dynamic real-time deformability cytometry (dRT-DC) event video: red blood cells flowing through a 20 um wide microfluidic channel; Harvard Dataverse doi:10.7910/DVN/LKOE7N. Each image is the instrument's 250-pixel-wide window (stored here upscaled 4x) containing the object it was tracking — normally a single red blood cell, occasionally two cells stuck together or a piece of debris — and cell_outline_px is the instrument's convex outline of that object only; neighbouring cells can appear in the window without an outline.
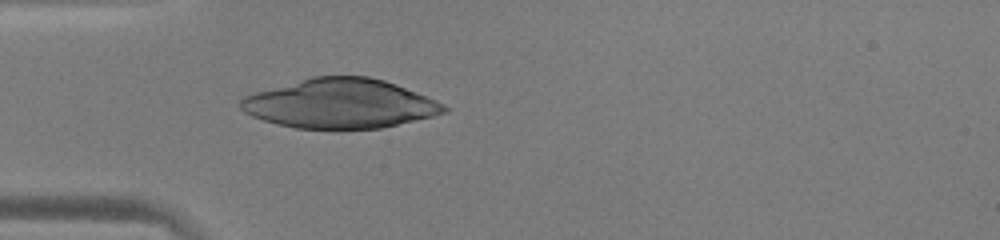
{"species": "human", "species_latin": "Homo sapiens", "temperature_condition": "warm", "stored_images_in_passage": 30, "camera_frame_rate_fps": 3000, "um_per_image_px": 0.085, "donor": {"sex": "male"}, "frame": {"image": 1, "passage_image": 1, "time_ms": 0.0, "image_size_px": [1000, 240], "cell_outline_px": [[448, 112], [432, 116], [380, 128], [296, 128], [264, 120], [252, 116], [244, 112], [240, 108], [240, 100], [244, 96], [256, 92], [312, 76], [368, 76], [384, 80], [396, 84], [436, 100], [444, 104], [448, 108]], "centroid_in_image_um": [28.91, 8.8], "position_along_channel_um": 56.1, "area_um2": 57.97}}